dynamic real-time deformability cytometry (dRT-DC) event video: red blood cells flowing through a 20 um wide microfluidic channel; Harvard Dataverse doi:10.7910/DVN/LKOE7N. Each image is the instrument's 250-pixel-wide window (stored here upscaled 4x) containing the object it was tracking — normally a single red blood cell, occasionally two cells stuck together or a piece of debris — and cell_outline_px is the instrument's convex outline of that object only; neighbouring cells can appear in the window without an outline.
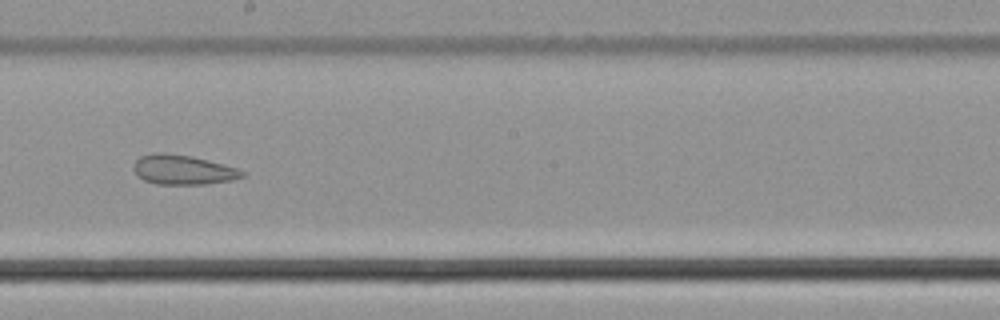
{"species": "common noctule bat (a hibernating species)", "species_latin": "Nyctalus noctula", "temperature_condition": "cold", "stored_images_in_passage": 45, "camera_frame_rate_fps": 3000, "um_per_image_px": 0.085, "animal": {"sex": "male", "body_mass_g": 21.5, "forearm_length_mm": 52.0}, "frame": {"image": 1, "passage_image": 26, "time_ms": 8.333, "image_size_px": [1000, 320], "cell_outline_px": [[244, 176], [232, 180], [208, 184], [156, 184], [144, 180], [136, 176], [132, 168], [136, 160], [140, 156], [152, 152], [164, 152], [192, 156], [224, 164], [236, 168], [244, 172]], "centroid_in_image_um": [15.5, 14.42], "position_along_channel_um": 232.7, "area_um2": 18.96}, "authors_computed_cell_mechanics": {"area_um2": 22.8888, "velocity_mm_per_s": 3.7573, "shape_relaxation_time_tau1_ms": null, "shape_relaxation_time_tau2_ms": 3.3787, "deformation_change_tau1": null, "deformation_change_tau2": 0.1034}}